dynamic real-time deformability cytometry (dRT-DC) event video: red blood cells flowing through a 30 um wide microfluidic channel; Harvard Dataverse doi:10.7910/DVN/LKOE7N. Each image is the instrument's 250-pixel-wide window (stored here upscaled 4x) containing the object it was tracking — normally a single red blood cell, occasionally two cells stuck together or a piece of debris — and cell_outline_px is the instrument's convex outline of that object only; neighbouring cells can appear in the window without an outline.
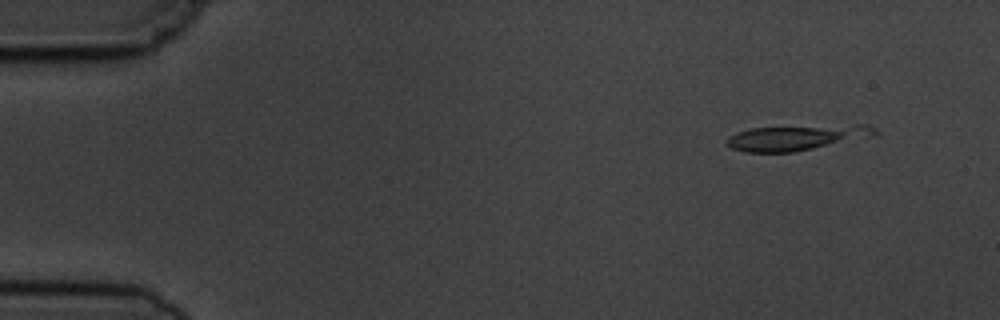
{"species": "common noctule bat (a hibernating species)", "species_latin": "Nyctalus noctula", "temperature_condition": "cold", "stored_images_in_passage": 4, "camera_frame_rate_fps": 3000, "um_per_image_px": 0.085, "animal": {"sex": "male", "body_mass_g": 19.5, "forearm_length_mm": 54.6}, "frame": {"image": 1, "passage_image": 1, "time_ms": 0.0, "image_size_px": [1000, 320], "cell_outline_px": [[880, 132], [876, 136], [792, 152], [744, 152], [732, 148], [724, 144], [728, 136], [736, 132], [752, 128], [856, 124], [868, 124], [876, 128]], "centroid_in_image_um": [67.76, 11.68], "position_along_channel_um": 17.2, "area_um2": 22.14}}